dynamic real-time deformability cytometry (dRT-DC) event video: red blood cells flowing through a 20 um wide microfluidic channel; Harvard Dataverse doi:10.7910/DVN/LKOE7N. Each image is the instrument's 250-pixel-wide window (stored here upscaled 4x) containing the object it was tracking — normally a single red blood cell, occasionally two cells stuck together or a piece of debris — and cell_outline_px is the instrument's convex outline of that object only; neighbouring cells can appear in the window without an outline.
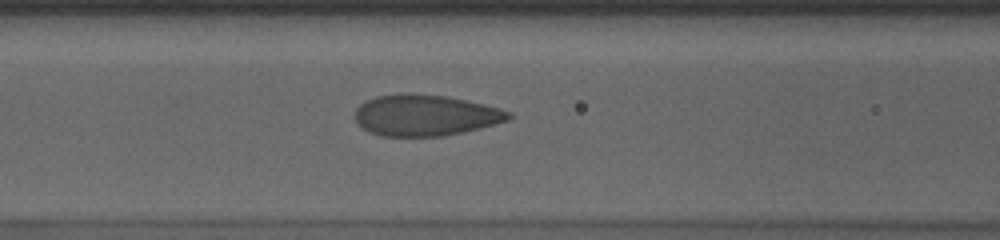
{"species": "human", "species_latin": "Homo sapiens", "temperature_condition": "cold", "stored_images_in_passage": 41, "camera_frame_rate_fps": 3000, "um_per_image_px": 0.085, "donor": {"sex": "male"}, "frame": {"image": 1, "passage_image": 18, "time_ms": 5.667, "image_size_px": [1000, 240], "cell_outline_px": [[512, 120], [464, 132], [444, 136], [380, 136], [368, 132], [356, 120], [356, 108], [360, 104], [376, 96], [444, 96], [484, 104], [512, 112]], "centroid_in_image_um": [36.22, 9.85], "position_along_channel_um": 130.4, "area_um2": 35.95}}
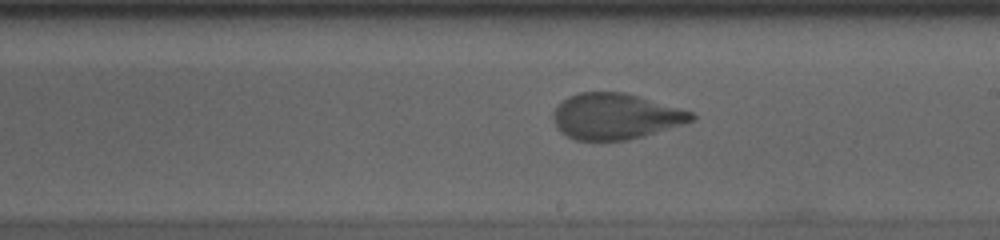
{"frame": {"image": 2, "passage_image": 27, "time_ms": 8.667, "image_size_px": [1000, 240], "cell_outline_px": [[696, 120], [644, 136], [628, 140], [576, 140], [560, 132], [556, 128], [552, 116], [552, 112], [568, 96], [580, 92], [624, 92], [680, 108], [692, 112], [696, 116]], "centroid_in_image_um": [52.31, 9.89], "position_along_channel_um": 236.7, "area_um2": 36.93}}
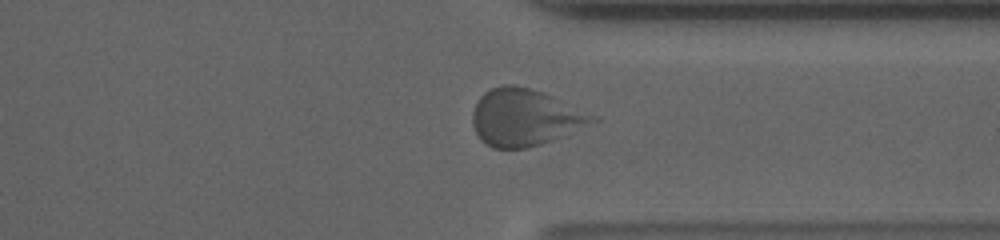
{"frame": {"image": 3, "passage_image": 38, "time_ms": 12.333, "image_size_px": [1000, 240], "cell_outline_px": [[600, 120], [552, 140], [540, 144], [524, 148], [492, 148], [480, 140], [472, 124], [472, 112], [480, 96], [484, 92], [500, 84], [512, 84], [528, 88], [552, 96], [600, 116]], "centroid_in_image_um": [44.62, 9.98], "position_along_channel_um": 366.8, "area_um2": 39.77}}